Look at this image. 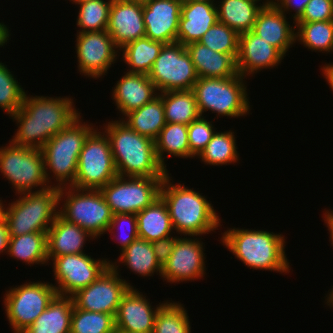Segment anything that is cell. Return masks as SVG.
Here are the masks:
<instances>
[{
  "label": "cell",
  "instance_id": "obj_28",
  "mask_svg": "<svg viewBox=\"0 0 333 333\" xmlns=\"http://www.w3.org/2000/svg\"><path fill=\"white\" fill-rule=\"evenodd\" d=\"M119 264L126 266L134 274L141 277H149L159 273L162 274V266L157 261L151 242L143 238H136L127 248L120 252L119 259L115 262L110 261L114 269H119Z\"/></svg>",
  "mask_w": 333,
  "mask_h": 333
},
{
  "label": "cell",
  "instance_id": "obj_7",
  "mask_svg": "<svg viewBox=\"0 0 333 333\" xmlns=\"http://www.w3.org/2000/svg\"><path fill=\"white\" fill-rule=\"evenodd\" d=\"M245 79L239 73L227 78H199L192 90L200 115L207 111L217 113V118L248 115L251 107Z\"/></svg>",
  "mask_w": 333,
  "mask_h": 333
},
{
  "label": "cell",
  "instance_id": "obj_43",
  "mask_svg": "<svg viewBox=\"0 0 333 333\" xmlns=\"http://www.w3.org/2000/svg\"><path fill=\"white\" fill-rule=\"evenodd\" d=\"M205 118L200 116L188 125L190 158L198 157L216 132L212 121Z\"/></svg>",
  "mask_w": 333,
  "mask_h": 333
},
{
  "label": "cell",
  "instance_id": "obj_1",
  "mask_svg": "<svg viewBox=\"0 0 333 333\" xmlns=\"http://www.w3.org/2000/svg\"><path fill=\"white\" fill-rule=\"evenodd\" d=\"M27 94L21 107L10 116L18 127L10 140L19 146L41 150L49 139L81 113L75 109L72 97Z\"/></svg>",
  "mask_w": 333,
  "mask_h": 333
},
{
  "label": "cell",
  "instance_id": "obj_21",
  "mask_svg": "<svg viewBox=\"0 0 333 333\" xmlns=\"http://www.w3.org/2000/svg\"><path fill=\"white\" fill-rule=\"evenodd\" d=\"M106 31L119 50L126 44L145 37L143 4L127 0H112Z\"/></svg>",
  "mask_w": 333,
  "mask_h": 333
},
{
  "label": "cell",
  "instance_id": "obj_55",
  "mask_svg": "<svg viewBox=\"0 0 333 333\" xmlns=\"http://www.w3.org/2000/svg\"><path fill=\"white\" fill-rule=\"evenodd\" d=\"M127 1H133V2H138V3L144 4V3H146L149 0H127Z\"/></svg>",
  "mask_w": 333,
  "mask_h": 333
},
{
  "label": "cell",
  "instance_id": "obj_23",
  "mask_svg": "<svg viewBox=\"0 0 333 333\" xmlns=\"http://www.w3.org/2000/svg\"><path fill=\"white\" fill-rule=\"evenodd\" d=\"M273 3L263 7L255 20L252 31L277 48L284 56L295 42L296 26Z\"/></svg>",
  "mask_w": 333,
  "mask_h": 333
},
{
  "label": "cell",
  "instance_id": "obj_22",
  "mask_svg": "<svg viewBox=\"0 0 333 333\" xmlns=\"http://www.w3.org/2000/svg\"><path fill=\"white\" fill-rule=\"evenodd\" d=\"M112 88H114L112 89L113 103L117 106L119 113L123 115L121 120L128 113L141 108L159 94L148 75L139 73L126 72Z\"/></svg>",
  "mask_w": 333,
  "mask_h": 333
},
{
  "label": "cell",
  "instance_id": "obj_12",
  "mask_svg": "<svg viewBox=\"0 0 333 333\" xmlns=\"http://www.w3.org/2000/svg\"><path fill=\"white\" fill-rule=\"evenodd\" d=\"M164 178L118 175L100 191L113 214H137L160 197Z\"/></svg>",
  "mask_w": 333,
  "mask_h": 333
},
{
  "label": "cell",
  "instance_id": "obj_56",
  "mask_svg": "<svg viewBox=\"0 0 333 333\" xmlns=\"http://www.w3.org/2000/svg\"><path fill=\"white\" fill-rule=\"evenodd\" d=\"M249 1H252V2L258 3V2H260V1H262V0H249ZM263 1H265V2H273V0H263Z\"/></svg>",
  "mask_w": 333,
  "mask_h": 333
},
{
  "label": "cell",
  "instance_id": "obj_15",
  "mask_svg": "<svg viewBox=\"0 0 333 333\" xmlns=\"http://www.w3.org/2000/svg\"><path fill=\"white\" fill-rule=\"evenodd\" d=\"M119 269L111 265L90 285L73 294L72 300L76 308L108 313L114 317L123 295L132 286L119 275Z\"/></svg>",
  "mask_w": 333,
  "mask_h": 333
},
{
  "label": "cell",
  "instance_id": "obj_29",
  "mask_svg": "<svg viewBox=\"0 0 333 333\" xmlns=\"http://www.w3.org/2000/svg\"><path fill=\"white\" fill-rule=\"evenodd\" d=\"M73 307L72 297L56 295L23 333H70Z\"/></svg>",
  "mask_w": 333,
  "mask_h": 333
},
{
  "label": "cell",
  "instance_id": "obj_10",
  "mask_svg": "<svg viewBox=\"0 0 333 333\" xmlns=\"http://www.w3.org/2000/svg\"><path fill=\"white\" fill-rule=\"evenodd\" d=\"M117 176L109 138L103 130L101 132L95 127L79 154L72 187L100 190Z\"/></svg>",
  "mask_w": 333,
  "mask_h": 333
},
{
  "label": "cell",
  "instance_id": "obj_9",
  "mask_svg": "<svg viewBox=\"0 0 333 333\" xmlns=\"http://www.w3.org/2000/svg\"><path fill=\"white\" fill-rule=\"evenodd\" d=\"M0 173L11 183L16 196L50 187L40 149L19 146L9 141L7 146L0 147Z\"/></svg>",
  "mask_w": 333,
  "mask_h": 333
},
{
  "label": "cell",
  "instance_id": "obj_48",
  "mask_svg": "<svg viewBox=\"0 0 333 333\" xmlns=\"http://www.w3.org/2000/svg\"><path fill=\"white\" fill-rule=\"evenodd\" d=\"M9 239H10V235H9L7 223H6L5 219H2L0 221V254L1 253L7 254Z\"/></svg>",
  "mask_w": 333,
  "mask_h": 333
},
{
  "label": "cell",
  "instance_id": "obj_32",
  "mask_svg": "<svg viewBox=\"0 0 333 333\" xmlns=\"http://www.w3.org/2000/svg\"><path fill=\"white\" fill-rule=\"evenodd\" d=\"M156 155L159 163L167 170L166 159L169 157L190 158L188 140V125L181 123H167L154 140ZM165 153L167 156H165Z\"/></svg>",
  "mask_w": 333,
  "mask_h": 333
},
{
  "label": "cell",
  "instance_id": "obj_31",
  "mask_svg": "<svg viewBox=\"0 0 333 333\" xmlns=\"http://www.w3.org/2000/svg\"><path fill=\"white\" fill-rule=\"evenodd\" d=\"M122 121L138 134L155 140L166 124L162 98L158 95L141 108L128 113Z\"/></svg>",
  "mask_w": 333,
  "mask_h": 333
},
{
  "label": "cell",
  "instance_id": "obj_25",
  "mask_svg": "<svg viewBox=\"0 0 333 333\" xmlns=\"http://www.w3.org/2000/svg\"><path fill=\"white\" fill-rule=\"evenodd\" d=\"M88 239L95 240L86 230L58 214L47 232L48 262L63 255L85 253L83 247Z\"/></svg>",
  "mask_w": 333,
  "mask_h": 333
},
{
  "label": "cell",
  "instance_id": "obj_47",
  "mask_svg": "<svg viewBox=\"0 0 333 333\" xmlns=\"http://www.w3.org/2000/svg\"><path fill=\"white\" fill-rule=\"evenodd\" d=\"M309 1L310 0H273V4L285 15L294 11L295 13H293L291 18L293 17V24L295 25V22L302 16Z\"/></svg>",
  "mask_w": 333,
  "mask_h": 333
},
{
  "label": "cell",
  "instance_id": "obj_18",
  "mask_svg": "<svg viewBox=\"0 0 333 333\" xmlns=\"http://www.w3.org/2000/svg\"><path fill=\"white\" fill-rule=\"evenodd\" d=\"M137 290L130 287L123 295L115 316L116 332L153 333L156 314L166 301L152 306L150 299Z\"/></svg>",
  "mask_w": 333,
  "mask_h": 333
},
{
  "label": "cell",
  "instance_id": "obj_14",
  "mask_svg": "<svg viewBox=\"0 0 333 333\" xmlns=\"http://www.w3.org/2000/svg\"><path fill=\"white\" fill-rule=\"evenodd\" d=\"M52 264L57 295L71 297L95 281L110 266V260L79 253L55 257Z\"/></svg>",
  "mask_w": 333,
  "mask_h": 333
},
{
  "label": "cell",
  "instance_id": "obj_42",
  "mask_svg": "<svg viewBox=\"0 0 333 333\" xmlns=\"http://www.w3.org/2000/svg\"><path fill=\"white\" fill-rule=\"evenodd\" d=\"M215 52L230 54L235 60L238 54L239 34L217 21L198 41Z\"/></svg>",
  "mask_w": 333,
  "mask_h": 333
},
{
  "label": "cell",
  "instance_id": "obj_27",
  "mask_svg": "<svg viewBox=\"0 0 333 333\" xmlns=\"http://www.w3.org/2000/svg\"><path fill=\"white\" fill-rule=\"evenodd\" d=\"M273 2L255 3L249 0H219L216 2L218 21L239 35L253 29L259 11Z\"/></svg>",
  "mask_w": 333,
  "mask_h": 333
},
{
  "label": "cell",
  "instance_id": "obj_16",
  "mask_svg": "<svg viewBox=\"0 0 333 333\" xmlns=\"http://www.w3.org/2000/svg\"><path fill=\"white\" fill-rule=\"evenodd\" d=\"M76 34L77 71L95 80L104 77L121 56L112 37L106 30Z\"/></svg>",
  "mask_w": 333,
  "mask_h": 333
},
{
  "label": "cell",
  "instance_id": "obj_2",
  "mask_svg": "<svg viewBox=\"0 0 333 333\" xmlns=\"http://www.w3.org/2000/svg\"><path fill=\"white\" fill-rule=\"evenodd\" d=\"M169 175L171 174L168 173L162 182L160 197L167 206L177 234L202 237L222 226L218 213L206 196L193 188L185 187L181 181L173 184L172 176Z\"/></svg>",
  "mask_w": 333,
  "mask_h": 333
},
{
  "label": "cell",
  "instance_id": "obj_5",
  "mask_svg": "<svg viewBox=\"0 0 333 333\" xmlns=\"http://www.w3.org/2000/svg\"><path fill=\"white\" fill-rule=\"evenodd\" d=\"M82 118L80 114L67 127L49 139L41 149L45 176L50 187L55 184L57 188L74 184L79 154L86 138L95 129L92 123L83 122ZM52 179L56 182L53 185Z\"/></svg>",
  "mask_w": 333,
  "mask_h": 333
},
{
  "label": "cell",
  "instance_id": "obj_11",
  "mask_svg": "<svg viewBox=\"0 0 333 333\" xmlns=\"http://www.w3.org/2000/svg\"><path fill=\"white\" fill-rule=\"evenodd\" d=\"M56 295L54 284L41 280L10 287L3 296V304L13 333L27 330Z\"/></svg>",
  "mask_w": 333,
  "mask_h": 333
},
{
  "label": "cell",
  "instance_id": "obj_34",
  "mask_svg": "<svg viewBox=\"0 0 333 333\" xmlns=\"http://www.w3.org/2000/svg\"><path fill=\"white\" fill-rule=\"evenodd\" d=\"M23 261L30 267L34 264L49 265L47 257V233L34 232L10 237L7 256Z\"/></svg>",
  "mask_w": 333,
  "mask_h": 333
},
{
  "label": "cell",
  "instance_id": "obj_54",
  "mask_svg": "<svg viewBox=\"0 0 333 333\" xmlns=\"http://www.w3.org/2000/svg\"><path fill=\"white\" fill-rule=\"evenodd\" d=\"M217 1L216 0H182V3H188V2H211V3H216Z\"/></svg>",
  "mask_w": 333,
  "mask_h": 333
},
{
  "label": "cell",
  "instance_id": "obj_45",
  "mask_svg": "<svg viewBox=\"0 0 333 333\" xmlns=\"http://www.w3.org/2000/svg\"><path fill=\"white\" fill-rule=\"evenodd\" d=\"M333 20V0H310L296 22Z\"/></svg>",
  "mask_w": 333,
  "mask_h": 333
},
{
  "label": "cell",
  "instance_id": "obj_57",
  "mask_svg": "<svg viewBox=\"0 0 333 333\" xmlns=\"http://www.w3.org/2000/svg\"><path fill=\"white\" fill-rule=\"evenodd\" d=\"M69 1L72 2V4H75V3L82 2V1H85V0H69Z\"/></svg>",
  "mask_w": 333,
  "mask_h": 333
},
{
  "label": "cell",
  "instance_id": "obj_53",
  "mask_svg": "<svg viewBox=\"0 0 333 333\" xmlns=\"http://www.w3.org/2000/svg\"><path fill=\"white\" fill-rule=\"evenodd\" d=\"M5 203H3L2 198H0V221L4 219Z\"/></svg>",
  "mask_w": 333,
  "mask_h": 333
},
{
  "label": "cell",
  "instance_id": "obj_36",
  "mask_svg": "<svg viewBox=\"0 0 333 333\" xmlns=\"http://www.w3.org/2000/svg\"><path fill=\"white\" fill-rule=\"evenodd\" d=\"M295 42L312 52H333V20L317 22H295Z\"/></svg>",
  "mask_w": 333,
  "mask_h": 333
},
{
  "label": "cell",
  "instance_id": "obj_26",
  "mask_svg": "<svg viewBox=\"0 0 333 333\" xmlns=\"http://www.w3.org/2000/svg\"><path fill=\"white\" fill-rule=\"evenodd\" d=\"M199 78H227L238 74L236 60L230 54L215 52L200 42L186 45Z\"/></svg>",
  "mask_w": 333,
  "mask_h": 333
},
{
  "label": "cell",
  "instance_id": "obj_30",
  "mask_svg": "<svg viewBox=\"0 0 333 333\" xmlns=\"http://www.w3.org/2000/svg\"><path fill=\"white\" fill-rule=\"evenodd\" d=\"M136 216L138 236L146 241L152 242L175 234L167 206L161 197Z\"/></svg>",
  "mask_w": 333,
  "mask_h": 333
},
{
  "label": "cell",
  "instance_id": "obj_35",
  "mask_svg": "<svg viewBox=\"0 0 333 333\" xmlns=\"http://www.w3.org/2000/svg\"><path fill=\"white\" fill-rule=\"evenodd\" d=\"M158 95L163 100L165 121L167 123L189 125L201 116L192 89L160 92Z\"/></svg>",
  "mask_w": 333,
  "mask_h": 333
},
{
  "label": "cell",
  "instance_id": "obj_6",
  "mask_svg": "<svg viewBox=\"0 0 333 333\" xmlns=\"http://www.w3.org/2000/svg\"><path fill=\"white\" fill-rule=\"evenodd\" d=\"M19 199L5 206L4 219L10 237L48 232L59 214V188L17 194Z\"/></svg>",
  "mask_w": 333,
  "mask_h": 333
},
{
  "label": "cell",
  "instance_id": "obj_44",
  "mask_svg": "<svg viewBox=\"0 0 333 333\" xmlns=\"http://www.w3.org/2000/svg\"><path fill=\"white\" fill-rule=\"evenodd\" d=\"M126 225H127V228H126ZM119 226H122L123 228H126V230H128V233L125 235V236H122L121 237H116L117 235L114 234L115 232V229L117 230H120L119 228H122V227H119ZM119 227V228H118ZM122 230V229H121ZM124 230V231H126ZM108 232H110V235L113 234V236L116 237V241H118L117 243H119L120 245V252H122L125 248H127L136 238H138V228H137V216L136 214H126V213H123V214H113V218L110 222V226L107 230ZM122 232V231H121ZM120 234V233H118Z\"/></svg>",
  "mask_w": 333,
  "mask_h": 333
},
{
  "label": "cell",
  "instance_id": "obj_46",
  "mask_svg": "<svg viewBox=\"0 0 333 333\" xmlns=\"http://www.w3.org/2000/svg\"><path fill=\"white\" fill-rule=\"evenodd\" d=\"M178 239V236L172 235L151 242L155 257L161 266L168 261Z\"/></svg>",
  "mask_w": 333,
  "mask_h": 333
},
{
  "label": "cell",
  "instance_id": "obj_40",
  "mask_svg": "<svg viewBox=\"0 0 333 333\" xmlns=\"http://www.w3.org/2000/svg\"><path fill=\"white\" fill-rule=\"evenodd\" d=\"M70 333H116L115 317L73 307Z\"/></svg>",
  "mask_w": 333,
  "mask_h": 333
},
{
  "label": "cell",
  "instance_id": "obj_8",
  "mask_svg": "<svg viewBox=\"0 0 333 333\" xmlns=\"http://www.w3.org/2000/svg\"><path fill=\"white\" fill-rule=\"evenodd\" d=\"M59 209L61 217L86 230L95 240L106 234L113 218L100 190L61 187Z\"/></svg>",
  "mask_w": 333,
  "mask_h": 333
},
{
  "label": "cell",
  "instance_id": "obj_50",
  "mask_svg": "<svg viewBox=\"0 0 333 333\" xmlns=\"http://www.w3.org/2000/svg\"><path fill=\"white\" fill-rule=\"evenodd\" d=\"M322 70V76L325 78V80L327 81V83L329 84L331 90L333 91V62L326 64L321 67Z\"/></svg>",
  "mask_w": 333,
  "mask_h": 333
},
{
  "label": "cell",
  "instance_id": "obj_24",
  "mask_svg": "<svg viewBox=\"0 0 333 333\" xmlns=\"http://www.w3.org/2000/svg\"><path fill=\"white\" fill-rule=\"evenodd\" d=\"M216 5L211 2L182 3L177 42L185 46L198 42L218 21Z\"/></svg>",
  "mask_w": 333,
  "mask_h": 333
},
{
  "label": "cell",
  "instance_id": "obj_38",
  "mask_svg": "<svg viewBox=\"0 0 333 333\" xmlns=\"http://www.w3.org/2000/svg\"><path fill=\"white\" fill-rule=\"evenodd\" d=\"M112 0H85L75 3L79 12L76 25L77 33L100 32L107 30Z\"/></svg>",
  "mask_w": 333,
  "mask_h": 333
},
{
  "label": "cell",
  "instance_id": "obj_3",
  "mask_svg": "<svg viewBox=\"0 0 333 333\" xmlns=\"http://www.w3.org/2000/svg\"><path fill=\"white\" fill-rule=\"evenodd\" d=\"M109 138L117 174L124 177H165L169 172L159 163L155 142L138 134L121 119L102 128Z\"/></svg>",
  "mask_w": 333,
  "mask_h": 333
},
{
  "label": "cell",
  "instance_id": "obj_17",
  "mask_svg": "<svg viewBox=\"0 0 333 333\" xmlns=\"http://www.w3.org/2000/svg\"><path fill=\"white\" fill-rule=\"evenodd\" d=\"M204 245L198 236H179L168 261L162 266L163 281L173 284L203 279L206 274Z\"/></svg>",
  "mask_w": 333,
  "mask_h": 333
},
{
  "label": "cell",
  "instance_id": "obj_33",
  "mask_svg": "<svg viewBox=\"0 0 333 333\" xmlns=\"http://www.w3.org/2000/svg\"><path fill=\"white\" fill-rule=\"evenodd\" d=\"M163 46L146 36L126 44L120 49V59L129 68L126 72L148 75Z\"/></svg>",
  "mask_w": 333,
  "mask_h": 333
},
{
  "label": "cell",
  "instance_id": "obj_39",
  "mask_svg": "<svg viewBox=\"0 0 333 333\" xmlns=\"http://www.w3.org/2000/svg\"><path fill=\"white\" fill-rule=\"evenodd\" d=\"M179 301H166L158 310L153 333H191L187 309Z\"/></svg>",
  "mask_w": 333,
  "mask_h": 333
},
{
  "label": "cell",
  "instance_id": "obj_49",
  "mask_svg": "<svg viewBox=\"0 0 333 333\" xmlns=\"http://www.w3.org/2000/svg\"><path fill=\"white\" fill-rule=\"evenodd\" d=\"M324 216H322V217H324V223H325V225H326V227L328 228L327 230L329 231V233L328 234H330V239H329V241L331 242V245L333 246V210H324Z\"/></svg>",
  "mask_w": 333,
  "mask_h": 333
},
{
  "label": "cell",
  "instance_id": "obj_19",
  "mask_svg": "<svg viewBox=\"0 0 333 333\" xmlns=\"http://www.w3.org/2000/svg\"><path fill=\"white\" fill-rule=\"evenodd\" d=\"M284 57L277 48L260 38L252 30L239 35L236 67L237 72L246 80L247 76H253L263 69L277 67Z\"/></svg>",
  "mask_w": 333,
  "mask_h": 333
},
{
  "label": "cell",
  "instance_id": "obj_41",
  "mask_svg": "<svg viewBox=\"0 0 333 333\" xmlns=\"http://www.w3.org/2000/svg\"><path fill=\"white\" fill-rule=\"evenodd\" d=\"M12 72L0 62V109L9 118L21 107L27 93Z\"/></svg>",
  "mask_w": 333,
  "mask_h": 333
},
{
  "label": "cell",
  "instance_id": "obj_37",
  "mask_svg": "<svg viewBox=\"0 0 333 333\" xmlns=\"http://www.w3.org/2000/svg\"><path fill=\"white\" fill-rule=\"evenodd\" d=\"M233 130L215 132L211 141L206 145L198 158L205 165L222 166L237 163L239 153Z\"/></svg>",
  "mask_w": 333,
  "mask_h": 333
},
{
  "label": "cell",
  "instance_id": "obj_20",
  "mask_svg": "<svg viewBox=\"0 0 333 333\" xmlns=\"http://www.w3.org/2000/svg\"><path fill=\"white\" fill-rule=\"evenodd\" d=\"M182 1L149 0L143 4L145 36L164 44L177 42Z\"/></svg>",
  "mask_w": 333,
  "mask_h": 333
},
{
  "label": "cell",
  "instance_id": "obj_4",
  "mask_svg": "<svg viewBox=\"0 0 333 333\" xmlns=\"http://www.w3.org/2000/svg\"><path fill=\"white\" fill-rule=\"evenodd\" d=\"M221 244L244 266L253 270L288 273L290 264L285 254V236L268 230L227 228L221 233Z\"/></svg>",
  "mask_w": 333,
  "mask_h": 333
},
{
  "label": "cell",
  "instance_id": "obj_51",
  "mask_svg": "<svg viewBox=\"0 0 333 333\" xmlns=\"http://www.w3.org/2000/svg\"><path fill=\"white\" fill-rule=\"evenodd\" d=\"M8 26L4 24L2 21L0 22V47L7 45L9 43L10 33Z\"/></svg>",
  "mask_w": 333,
  "mask_h": 333
},
{
  "label": "cell",
  "instance_id": "obj_52",
  "mask_svg": "<svg viewBox=\"0 0 333 333\" xmlns=\"http://www.w3.org/2000/svg\"><path fill=\"white\" fill-rule=\"evenodd\" d=\"M333 287V286H332ZM325 304L330 308H333V288L330 289V292L325 296Z\"/></svg>",
  "mask_w": 333,
  "mask_h": 333
},
{
  "label": "cell",
  "instance_id": "obj_13",
  "mask_svg": "<svg viewBox=\"0 0 333 333\" xmlns=\"http://www.w3.org/2000/svg\"><path fill=\"white\" fill-rule=\"evenodd\" d=\"M148 77L159 93L191 90L199 79L186 46L179 42L164 44Z\"/></svg>",
  "mask_w": 333,
  "mask_h": 333
}]
</instances>
